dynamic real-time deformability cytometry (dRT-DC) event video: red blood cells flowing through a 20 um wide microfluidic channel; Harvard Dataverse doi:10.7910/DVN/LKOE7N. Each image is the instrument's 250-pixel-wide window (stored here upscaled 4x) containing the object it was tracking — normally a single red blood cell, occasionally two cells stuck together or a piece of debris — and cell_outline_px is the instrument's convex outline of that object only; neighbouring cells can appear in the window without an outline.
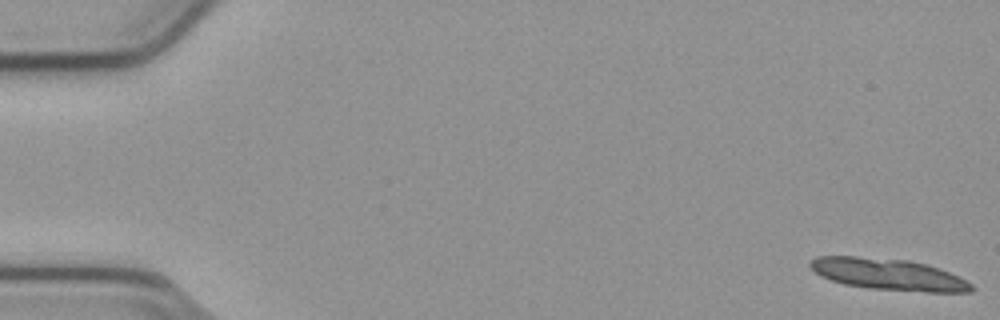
{"species": "common noctule bat (a hibernating species)", "species_latin": "Nyctalus noctula", "temperature_condition": "cold", "stored_images_in_passage": 15, "camera_frame_rate_fps": 3000, "um_per_image_px": 0.085, "animal": {"sex": "male", "body_mass_g": 23.1, "forearm_length_mm": 52.7}, "frame": {"image": 1, "passage_image": 1, "time_ms": 0.0, "image_size_px": [1000, 320], "cell_outline_px": [[976, 288], [972, 292], [924, 292], [868, 288], [844, 284], [820, 276], [808, 264], [816, 256], [856, 256], [908, 260], [928, 264], [940, 268], [972, 284]], "centroid_in_image_um": [75.53, 23.32], "position_along_channel_um": 9.5, "area_um2": 29.59}}